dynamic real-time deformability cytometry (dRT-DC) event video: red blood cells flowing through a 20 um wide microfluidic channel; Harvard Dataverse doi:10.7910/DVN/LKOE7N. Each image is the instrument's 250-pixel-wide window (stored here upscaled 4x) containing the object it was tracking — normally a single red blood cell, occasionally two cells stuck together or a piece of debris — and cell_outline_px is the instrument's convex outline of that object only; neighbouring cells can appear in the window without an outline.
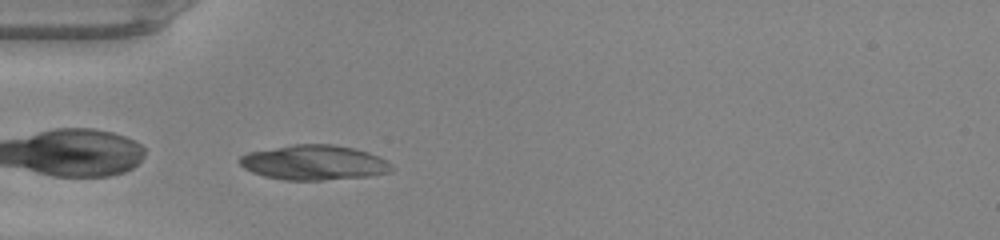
{"species": "common noctule bat (a hibernating species)", "species_latin": "Nyctalus noctula", "temperature_condition": "warm", "stored_images_in_passage": 22, "camera_frame_rate_fps": 3000, "um_per_image_px": 0.085, "animal": {"sex": "male", "body_mass_g": 20.0, "forearm_length_mm": 53.3}, "frame": {"image": 1, "passage_image": 1, "time_ms": 0.0, "image_size_px": [1000, 240], "cell_outline_px": [[396, 168], [392, 172], [368, 176], [324, 180], [284, 180], [264, 176], [252, 172], [244, 168], [240, 164], [240, 156], [248, 152], [292, 144], [332, 144], [352, 148], [368, 152], [388, 160]], "centroid_in_image_um": [26.73, 13.82], "position_along_channel_um": 58.3, "area_um2": 31.1}}
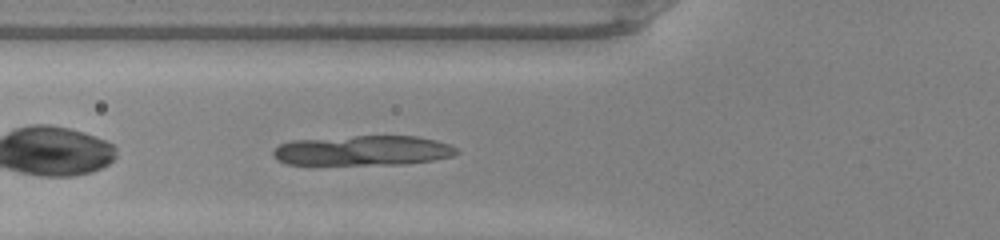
{"frame": {"image": 2, "passage_image": 4, "time_ms": 1.0, "image_size_px": [1000, 240], "cell_outline_px": [[460, 152], [452, 156], [432, 160], [404, 164], [284, 164], [276, 160], [272, 156], [272, 152], [280, 144], [292, 140], [356, 136], [416, 136], [436, 140], [448, 144], [456, 148]], "centroid_in_image_um": [30.82, 12.8], "position_along_channel_um": 95.0, "area_um2": 31.96}}